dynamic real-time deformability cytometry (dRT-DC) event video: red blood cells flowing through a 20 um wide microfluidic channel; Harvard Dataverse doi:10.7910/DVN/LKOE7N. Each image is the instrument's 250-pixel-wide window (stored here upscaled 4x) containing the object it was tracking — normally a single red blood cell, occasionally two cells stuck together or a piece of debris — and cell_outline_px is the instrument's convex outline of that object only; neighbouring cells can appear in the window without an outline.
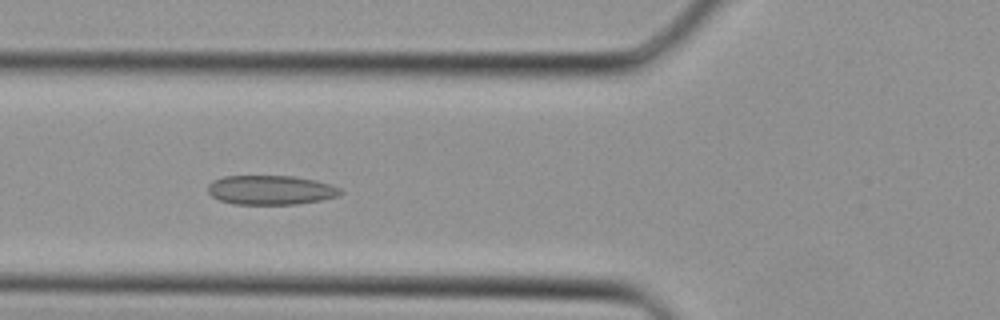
{"species": "Egyptian fruit bat (a non-hibernating species)", "species_latin": "Rousettus aegyptiacus", "temperature_condition": "cold", "stored_images_in_passage": 39, "camera_frame_rate_fps": 3000, "um_per_image_px": 0.085, "animal": {"sex": "female"}, "frame": {"image": 1, "passage_image": 14, "time_ms": 4.333, "image_size_px": [1000, 320], "cell_outline_px": [[344, 192], [340, 196], [320, 200], [296, 204], [232, 204], [220, 200], [212, 196], [208, 192], [208, 184], [212, 180], [224, 176], [292, 176], [316, 180], [340, 188]], "centroid_in_image_um": [23.01, 16.15], "position_along_channel_um": 102.8, "area_um2": 22.72}}
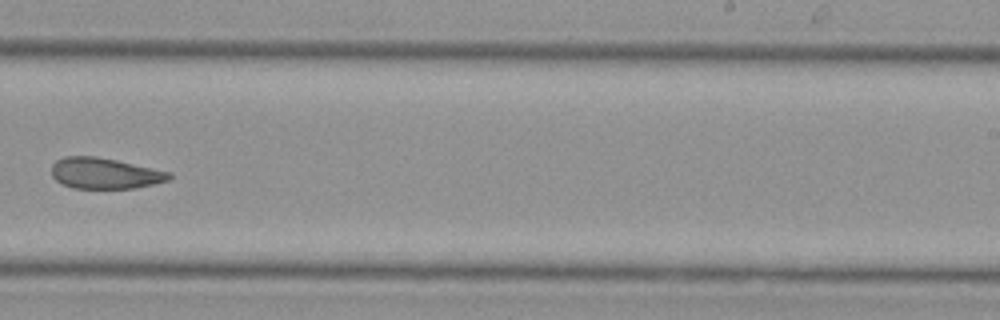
{"frame": {"image": 2, "passage_image": 24, "time_ms": 7.667, "image_size_px": [1000, 320], "cell_outline_px": [[172, 176], [168, 180], [152, 184], [132, 188], [72, 188], [56, 180], [52, 176], [52, 164], [56, 160], [64, 156], [96, 156], [116, 160], [172, 172]], "centroid_in_image_um": [8.89, 14.72], "position_along_channel_um": 280.1, "area_um2": 21.1}}
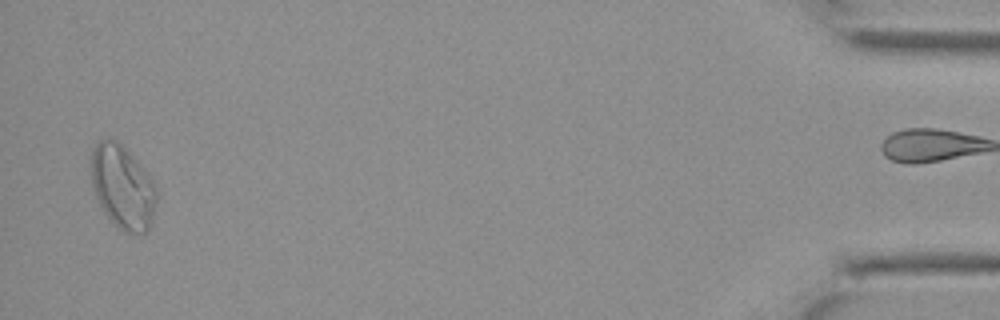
{"frame": {"image": 3, "passage_image": 37, "time_ms": 12.0, "image_size_px": [1000, 320], "cell_outline_px": [[156, 204], [152, 220], [148, 232], [124, 232], [116, 228], [104, 212], [96, 196], [92, 184], [88, 164], [88, 160], [92, 148], [104, 136], [108, 136], [116, 140], [152, 176], [156, 184]], "centroid_in_image_um": [10.39, 15.86], "position_along_channel_um": 424.8, "area_um2": 32.6}}